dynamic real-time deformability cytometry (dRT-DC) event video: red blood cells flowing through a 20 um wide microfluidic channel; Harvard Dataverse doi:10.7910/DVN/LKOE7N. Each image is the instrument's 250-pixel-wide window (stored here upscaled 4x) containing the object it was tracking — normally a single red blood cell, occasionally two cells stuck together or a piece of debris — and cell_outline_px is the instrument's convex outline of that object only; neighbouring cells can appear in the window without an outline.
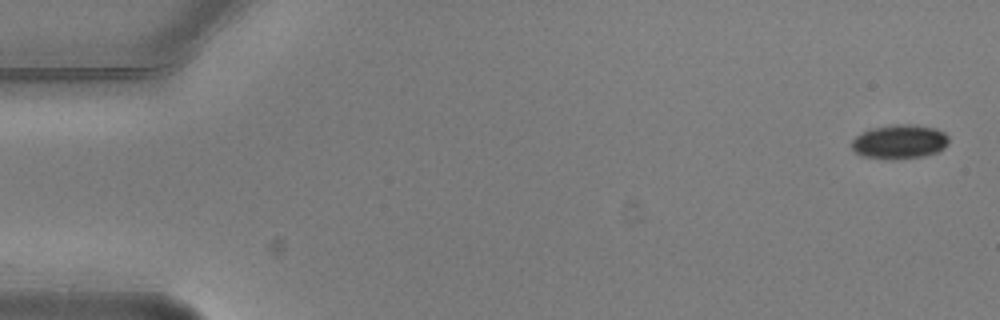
{"species": "common noctule bat (a hibernating species)", "species_latin": "Nyctalus noctula", "temperature_condition": "warm", "stored_images_in_passage": 6, "camera_frame_rate_fps": 3000, "um_per_image_px": 0.085, "animal": {"sex": "male", "body_mass_g": 20.5, "forearm_length_mm": 52.5}, "frame": {"image": 1, "passage_image": 1, "time_ms": 0.0, "image_size_px": [1000, 320], "cell_outline_px": [[948, 144], [944, 148], [936, 152], [924, 156], [892, 160], [860, 156], [852, 148], [852, 140], [856, 136], [868, 128], [896, 124], [916, 124], [936, 128], [944, 132], [948, 136]], "centroid_in_image_um": [76.45, 12.04], "position_along_channel_um": 8.5, "area_um2": 19.65}}
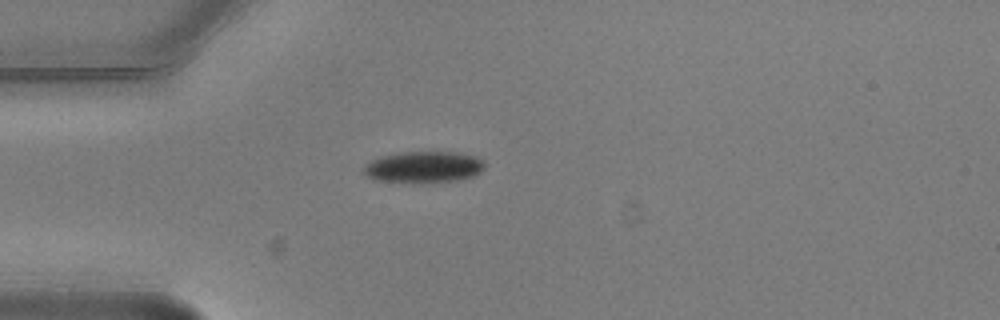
{"frame": {"image": 2, "passage_image": 5, "time_ms": 1.333, "image_size_px": [1000, 320], "cell_outline_px": [[484, 168], [480, 172], [472, 176], [456, 180], [420, 184], [372, 180], [360, 172], [360, 168], [372, 160], [380, 156], [404, 152], [456, 152], [476, 156], [484, 160]], "centroid_in_image_um": [35.94, 14.22], "position_along_channel_um": 49.1, "area_um2": 22.72}}